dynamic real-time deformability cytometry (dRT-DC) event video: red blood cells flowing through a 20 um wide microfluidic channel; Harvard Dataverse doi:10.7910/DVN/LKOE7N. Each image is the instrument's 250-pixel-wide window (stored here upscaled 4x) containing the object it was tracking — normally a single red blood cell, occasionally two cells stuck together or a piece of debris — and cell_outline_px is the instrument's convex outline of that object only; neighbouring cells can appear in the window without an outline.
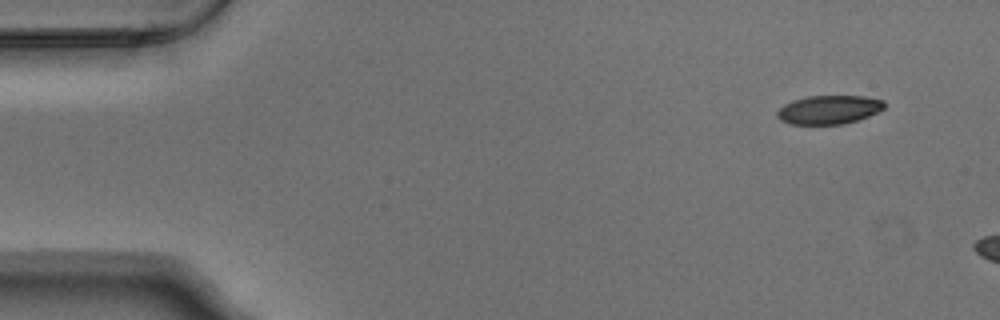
{"species": "Egyptian fruit bat (a non-hibernating species)", "species_latin": "Rousettus aegyptiacus", "temperature_condition": "warm", "stored_images_in_passage": 3, "camera_frame_rate_fps": 3000, "um_per_image_px": 0.085, "animal": {"sex": "male"}, "frame": {"image": 1, "passage_image": 1, "time_ms": 0.0, "image_size_px": [1000, 320], "cell_outline_px": [[884, 108], [880, 112], [844, 124], [788, 124], [780, 120], [776, 116], [776, 112], [784, 104], [792, 100], [808, 96], [864, 96], [884, 100]], "centroid_in_image_um": [70.45, 9.32], "position_along_channel_um": 14.6, "area_um2": 18.03}}